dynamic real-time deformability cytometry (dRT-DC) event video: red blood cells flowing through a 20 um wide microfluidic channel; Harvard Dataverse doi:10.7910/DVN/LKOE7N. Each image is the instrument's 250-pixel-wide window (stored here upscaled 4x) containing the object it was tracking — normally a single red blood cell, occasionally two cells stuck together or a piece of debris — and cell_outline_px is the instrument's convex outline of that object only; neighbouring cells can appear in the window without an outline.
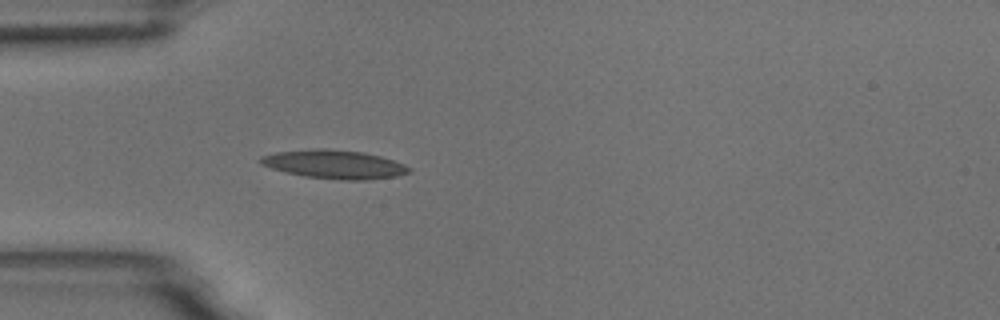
{"species": "common noctule bat (a hibernating species)", "species_latin": "Nyctalus noctula", "temperature_condition": "room temperature", "stored_images_in_passage": 39, "camera_frame_rate_fps": 3000, "um_per_image_px": 0.085, "animal": {"sex": "male", "body_mass_g": 18.8}, "frame": {"image": 1, "passage_image": 1, "time_ms": 0.0, "image_size_px": [1000, 320], "cell_outline_px": [[412, 172], [400, 176], [368, 180], [340, 180], [304, 176], [272, 168], [260, 164], [260, 156], [276, 152], [316, 148], [324, 148], [364, 152], [380, 156], [404, 164], [412, 168]], "centroid_in_image_um": [28.47, 13.97], "position_along_channel_um": 56.5, "area_um2": 24.91}}
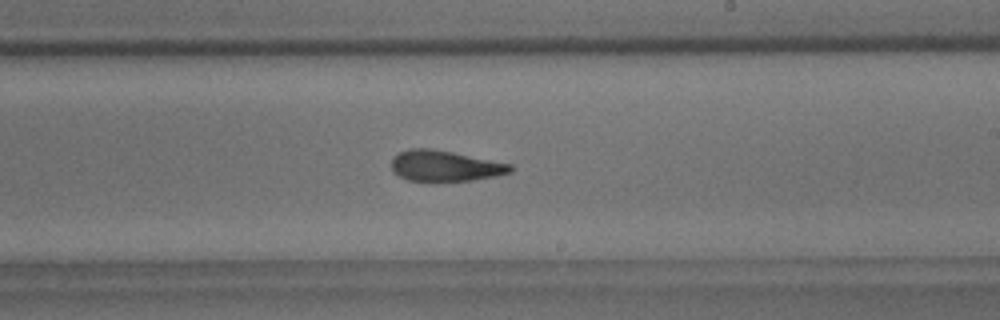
{"frame": {"image": 2, "passage_image": 17, "time_ms": 5.333, "image_size_px": [1000, 320], "cell_outline_px": [[512, 172], [496, 176], [472, 180], [408, 180], [392, 172], [392, 156], [408, 148], [432, 148], [512, 164]], "centroid_in_image_um": [37.81, 14.08], "position_along_channel_um": 251.2, "area_um2": 21.15}}
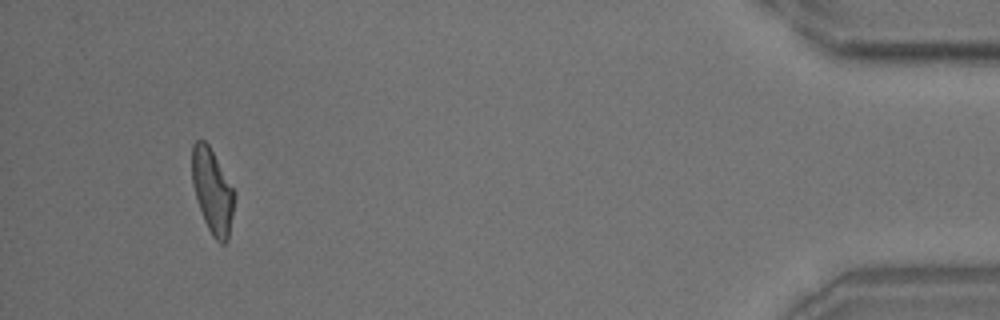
{"frame": {"image": 3, "passage_image": 36, "time_ms": 11.667, "image_size_px": [1000, 320], "cell_outline_px": [[236, 196], [228, 240], [224, 244], [220, 244], [212, 236], [204, 220], [192, 184], [192, 144], [196, 140], [204, 140], [208, 144], [236, 192]], "centroid_in_image_um": [18.07, 16.26], "position_along_channel_um": 417.1, "area_um2": 20.92}, "authors_computed_cell_mechanics": {"area_um2": 21.7906, "velocity_mm_per_s": 3.7294, "shape_relaxation_time_tau1_ms": null, "shape_relaxation_time_tau2_ms": 3.2737, "deformation_change_tau1": null, "deformation_change_tau2": 0.1292}}